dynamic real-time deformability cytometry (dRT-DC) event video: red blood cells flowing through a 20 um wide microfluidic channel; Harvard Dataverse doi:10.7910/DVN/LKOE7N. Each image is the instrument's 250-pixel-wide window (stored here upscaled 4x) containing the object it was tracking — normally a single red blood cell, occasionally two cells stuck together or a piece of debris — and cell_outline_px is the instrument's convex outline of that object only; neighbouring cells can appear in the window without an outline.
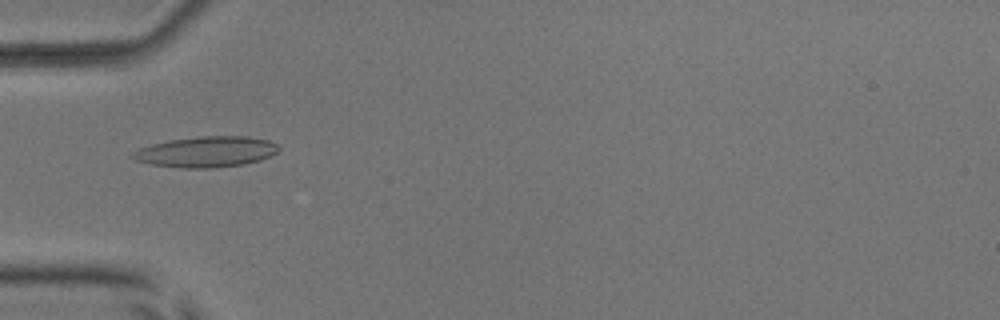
{"species": "common noctule bat (a hibernating species)", "species_latin": "Nyctalus noctula", "temperature_condition": "room temperature", "stored_images_in_passage": 6, "camera_frame_rate_fps": 3000, "um_per_image_px": 0.085, "animal": {"sex": "male", "body_mass_g": 17.9, "forearm_length_mm": 54.2}, "frame": {"image": 1, "passage_image": 6, "time_ms": 5.667, "image_size_px": [1000, 320], "cell_outline_px": [[280, 148], [276, 152], [260, 160], [244, 164], [212, 168], [184, 168], [152, 164], [136, 160], [132, 156], [132, 152], [140, 148], [152, 144], [168, 140], [200, 136], [248, 136], [268, 140], [276, 144]], "centroid_in_image_um": [17.54, 12.9], "position_along_channel_um": 67.5, "area_um2": 25.95}}